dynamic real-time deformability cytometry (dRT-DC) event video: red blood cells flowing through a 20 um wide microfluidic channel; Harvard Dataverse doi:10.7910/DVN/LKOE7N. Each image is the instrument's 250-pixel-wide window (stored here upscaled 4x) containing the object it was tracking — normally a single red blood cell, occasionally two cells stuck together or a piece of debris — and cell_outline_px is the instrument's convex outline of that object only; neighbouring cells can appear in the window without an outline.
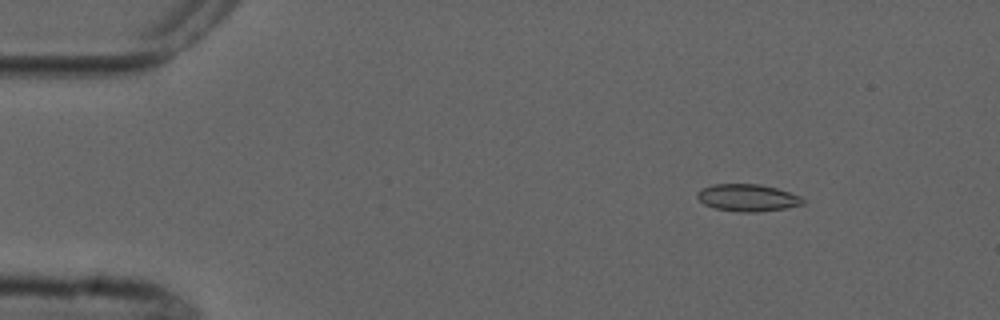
{"species": "common noctule bat (a hibernating species)", "species_latin": "Nyctalus noctula", "temperature_condition": "cold", "stored_images_in_passage": 5, "camera_frame_rate_fps": 3000, "um_per_image_px": 0.085, "animal": {"sex": "male", "forearm_length_mm": 52.5}, "frame": {"image": 1, "passage_image": 2, "time_ms": 1.333, "image_size_px": [1000, 320], "cell_outline_px": [[804, 204], [784, 208], [756, 212], [736, 212], [716, 208], [704, 204], [696, 196], [696, 192], [712, 184], [760, 184], [776, 188], [800, 196], [804, 200]], "centroid_in_image_um": [63.53, 16.8], "position_along_channel_um": 21.5, "area_um2": 16.59}}
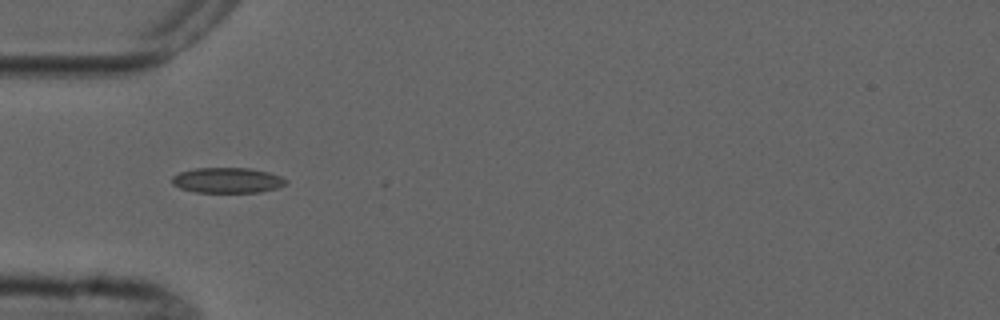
{"frame": {"image": 2, "passage_image": 5, "time_ms": 4.667, "image_size_px": [1000, 320], "cell_outline_px": [[288, 184], [276, 188], [260, 192], [196, 192], [180, 188], [172, 184], [172, 176], [180, 172], [196, 168], [248, 168], [268, 172], [280, 176], [288, 180]], "centroid_in_image_um": [19.34, 15.32], "position_along_channel_um": 65.7, "area_um2": 16.82}}